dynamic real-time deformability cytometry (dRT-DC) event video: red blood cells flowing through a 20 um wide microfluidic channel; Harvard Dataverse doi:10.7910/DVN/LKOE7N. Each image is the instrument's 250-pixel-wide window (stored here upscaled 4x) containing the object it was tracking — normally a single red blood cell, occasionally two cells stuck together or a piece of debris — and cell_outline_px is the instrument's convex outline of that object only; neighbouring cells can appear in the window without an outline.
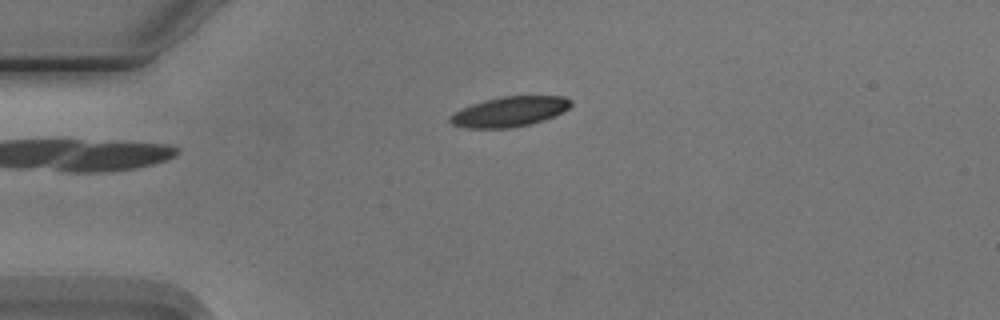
{"species": "Egyptian fruit bat (a non-hibernating species)", "species_latin": "Rousettus aegyptiacus", "temperature_condition": "cold", "stored_images_in_passage": 5, "camera_frame_rate_fps": 3000, "um_per_image_px": 0.085, "animal": {"sex": "male"}, "frame": {"image": 1, "passage_image": 4, "time_ms": 4.333, "image_size_px": [1000, 320], "cell_outline_px": [[572, 104], [568, 108], [544, 120], [528, 124], [508, 128], [468, 128], [452, 124], [448, 120], [448, 116], [472, 104], [484, 100], [500, 96], [564, 96], [572, 100]], "centroid_in_image_um": [43.3, 9.48], "position_along_channel_um": 41.7, "area_um2": 20.92}}